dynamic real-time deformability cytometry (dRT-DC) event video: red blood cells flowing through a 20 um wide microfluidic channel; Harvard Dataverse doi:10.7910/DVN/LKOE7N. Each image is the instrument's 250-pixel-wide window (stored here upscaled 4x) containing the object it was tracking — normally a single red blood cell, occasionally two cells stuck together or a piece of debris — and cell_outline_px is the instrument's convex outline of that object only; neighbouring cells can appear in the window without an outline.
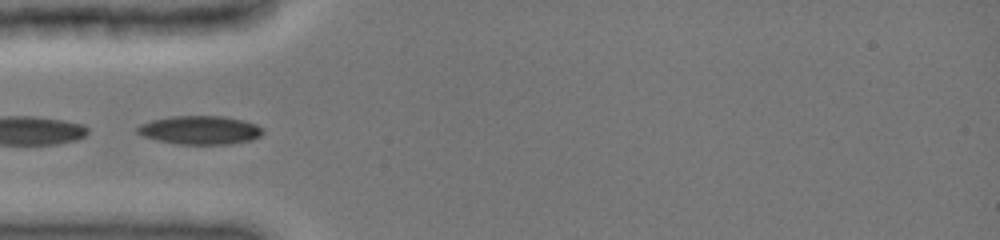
{"species": "common noctule bat (a hibernating species)", "species_latin": "Nyctalus noctula", "temperature_condition": "cold", "stored_images_in_passage": 4, "camera_frame_rate_fps": 3000, "um_per_image_px": 0.085, "animal": {"sex": "female", "body_mass_g": 19.0, "forearm_length_mm": 51.5}, "frame": {"image": 1, "passage_image": 2, "time_ms": 0.333, "image_size_px": [1000, 240], "cell_outline_px": [[264, 132], [260, 136], [252, 140], [228, 144], [180, 144], [156, 140], [144, 136], [136, 132], [136, 128], [140, 124], [152, 120], [172, 116], [224, 116], [244, 120], [256, 124], [264, 128]], "centroid_in_image_um": [17.03, 11.05], "position_along_channel_um": 68.0, "area_um2": 20.98}}